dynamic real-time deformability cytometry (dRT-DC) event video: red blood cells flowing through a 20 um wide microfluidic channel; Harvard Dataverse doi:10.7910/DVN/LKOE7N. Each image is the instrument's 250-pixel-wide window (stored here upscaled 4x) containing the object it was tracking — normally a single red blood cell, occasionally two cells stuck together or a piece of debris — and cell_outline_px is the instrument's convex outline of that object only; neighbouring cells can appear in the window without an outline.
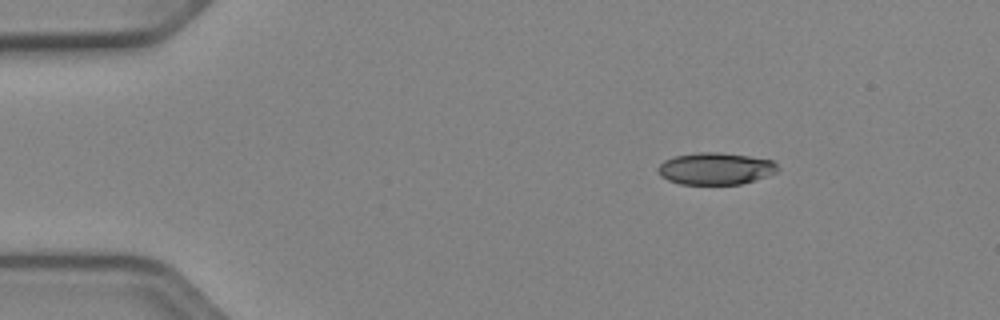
{"species": "Egyptian fruit bat (a non-hibernating species)", "species_latin": "Rousettus aegyptiacus", "temperature_condition": "cold", "stored_images_in_passage": 45, "camera_frame_rate_fps": 3000, "um_per_image_px": 0.085, "animal": {"sex": "female"}, "frame": {"image": 1, "passage_image": 1, "time_ms": 0.0, "image_size_px": [1000, 320], "cell_outline_px": [[772, 164], [756, 176], [748, 180], [736, 184], [684, 184], [672, 180], [664, 176], [660, 172], [660, 168], [668, 160], [680, 156], [740, 156], [768, 160]], "centroid_in_image_um": [60.62, 14.4], "position_along_channel_um": 24.4, "area_um2": 18.5}}
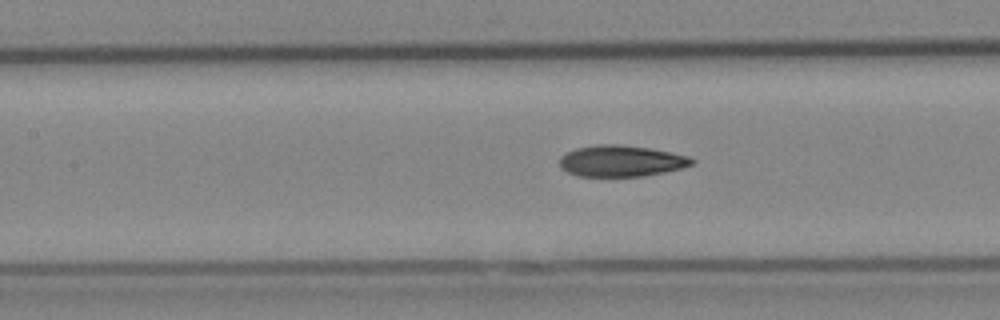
{"frame": {"image": 2, "passage_image": 17, "time_ms": 5.333, "image_size_px": [1000, 320], "cell_outline_px": [[692, 160], [688, 164], [676, 168], [656, 172], [632, 176], [588, 176], [572, 172], [564, 168], [564, 156], [572, 152], [584, 148], [640, 148], [664, 152], [680, 156]], "centroid_in_image_um": [52.79, 13.75], "position_along_channel_um": 154.6, "area_um2": 20.4}}
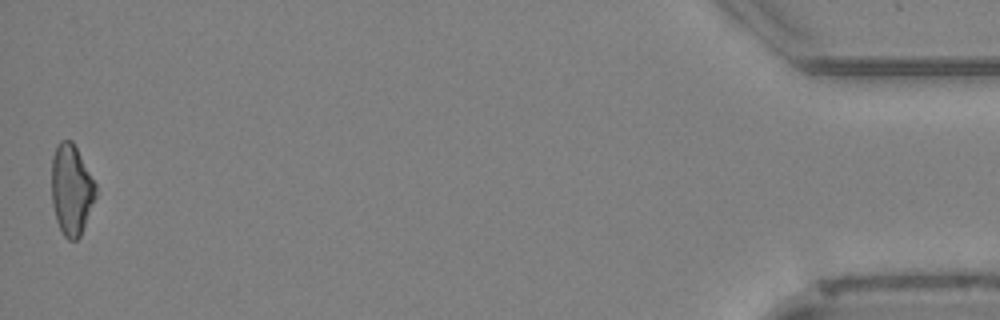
{"frame": {"image": 3, "passage_image": 45, "time_ms": 14.667, "image_size_px": [1000, 320], "cell_outline_px": [[92, 200], [80, 232], [76, 240], [72, 240], [60, 228], [56, 212], [52, 192], [52, 164], [56, 148], [64, 140], [68, 140], [76, 148], [92, 180]], "centroid_in_image_um": [6.01, 16.07], "position_along_channel_um": 429.2, "area_um2": 20.81}, "authors_computed_cell_mechanics": {"area_um2": 20.808, "velocity_mm_per_s": 3.9224, "shape_relaxation_time_tau1_ms": 10.3344, "shape_relaxation_time_tau2_ms": 4.7991, "deformation_change_tau1": 0.2694, "deformation_change_tau2": 0.1421}}